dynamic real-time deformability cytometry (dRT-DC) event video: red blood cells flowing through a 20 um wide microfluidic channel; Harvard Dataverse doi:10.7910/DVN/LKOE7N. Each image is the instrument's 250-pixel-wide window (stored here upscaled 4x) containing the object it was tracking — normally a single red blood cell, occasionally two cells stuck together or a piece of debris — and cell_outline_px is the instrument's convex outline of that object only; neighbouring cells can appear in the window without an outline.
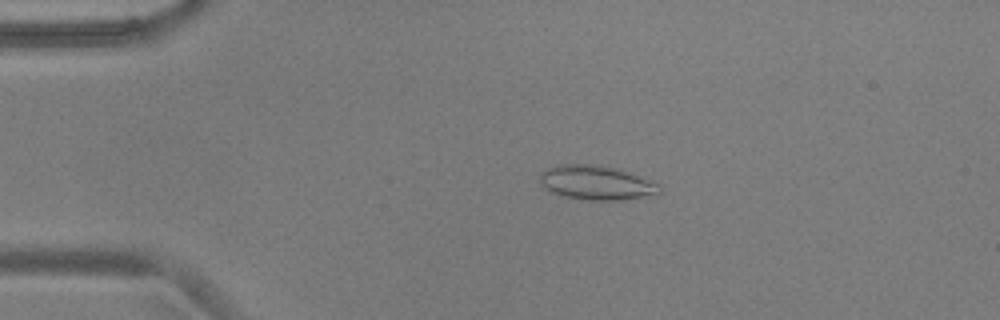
{"species": "common noctule bat (a hibernating species)", "species_latin": "Nyctalus noctula", "temperature_condition": "warm", "stored_images_in_passage": 55, "camera_frame_rate_fps": 3000, "um_per_image_px": 0.085, "animal": {"sex": "male", "body_mass_g": 17.9, "forearm_length_mm": 54.2}, "frame": {"image": 1, "passage_image": 12, "time_ms": 3.667, "image_size_px": [1000, 320], "cell_outline_px": [[660, 192], [620, 200], [588, 200], [564, 196], [548, 192], [540, 184], [540, 172], [556, 164], [588, 164], [616, 168], [628, 172], [660, 184]], "centroid_in_image_um": [50.59, 15.52], "position_along_channel_um": 34.4, "area_um2": 23.7}}
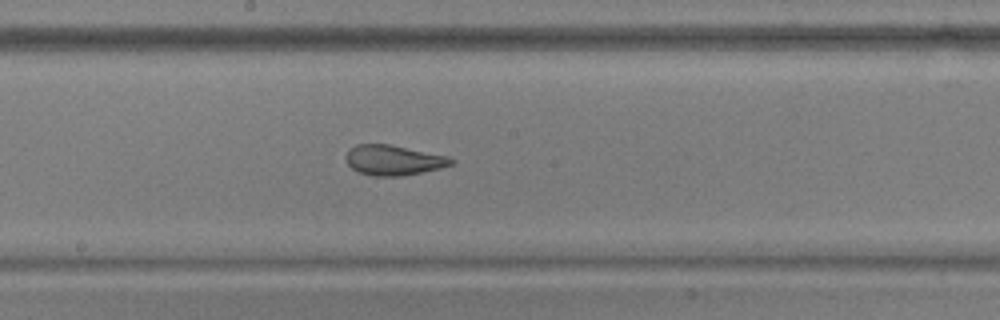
{"frame": {"image": 2, "passage_image": 30, "time_ms": 9.667, "image_size_px": [1000, 320], "cell_outline_px": [[456, 160], [452, 164], [440, 168], [400, 176], [372, 176], [360, 172], [352, 168], [348, 164], [344, 156], [356, 144], [388, 144], [448, 156]], "centroid_in_image_um": [33.44, 13.61], "position_along_channel_um": 214.8, "area_um2": 18.26}}
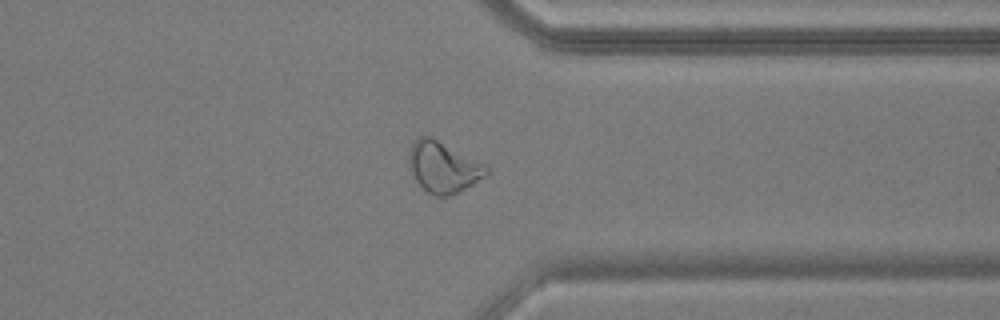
{"frame": {"image": 3, "passage_image": 43, "time_ms": 14.0, "image_size_px": [1000, 320], "cell_outline_px": [[488, 172], [484, 176], [472, 184], [448, 196], [436, 196], [428, 192], [412, 176], [408, 164], [408, 152], [412, 144], [420, 136], [428, 136], [484, 164], [488, 168]], "centroid_in_image_um": [37.62, 14.21], "position_along_channel_um": 373.8, "area_um2": 22.25}, "authors_computed_cell_mechanics": {"area_um2": 22.5998, "velocity_mm_per_s": 3.7208, "shape_relaxation_time_tau1_ms": null, "shape_relaxation_time_tau2_ms": 1.2036, "deformation_change_tau1": null, "deformation_change_tau2": 0.0773}}